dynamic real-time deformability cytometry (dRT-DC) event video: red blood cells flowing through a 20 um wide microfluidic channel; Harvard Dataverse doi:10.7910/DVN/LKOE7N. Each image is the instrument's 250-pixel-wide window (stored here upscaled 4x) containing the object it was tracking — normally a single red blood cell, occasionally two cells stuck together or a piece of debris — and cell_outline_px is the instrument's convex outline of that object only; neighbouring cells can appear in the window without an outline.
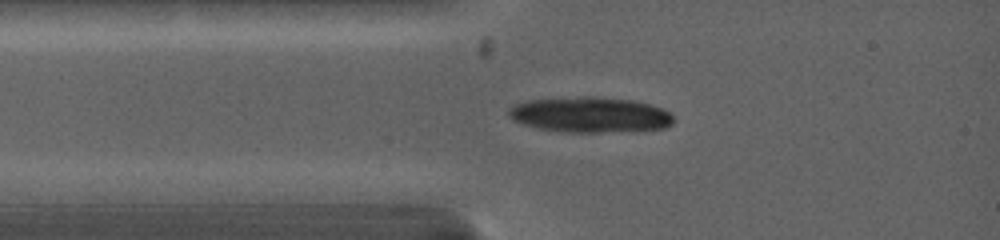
{"species": "common noctule bat (a hibernating species)", "species_latin": "Nyctalus noctula", "temperature_condition": "warm", "stored_images_in_passage": 2, "camera_frame_rate_fps": 5000, "um_per_image_px": 0.085, "animal": {"sex": "female", "body_mass_g": 19.0, "forearm_length_mm": 53.3}, "frame": {"image": 1, "passage_image": 1, "time_ms": 0.0, "image_size_px": [1000, 240], "cell_outline_px": [[672, 124], [664, 128], [636, 132], [564, 132], [536, 128], [512, 120], [508, 116], [508, 108], [524, 100], [580, 96], [596, 96], [632, 100], [652, 104], [668, 112], [672, 116]], "centroid_in_image_um": [50.14, 9.76], "position_along_channel_um": 34.9, "area_um2": 34.68}}